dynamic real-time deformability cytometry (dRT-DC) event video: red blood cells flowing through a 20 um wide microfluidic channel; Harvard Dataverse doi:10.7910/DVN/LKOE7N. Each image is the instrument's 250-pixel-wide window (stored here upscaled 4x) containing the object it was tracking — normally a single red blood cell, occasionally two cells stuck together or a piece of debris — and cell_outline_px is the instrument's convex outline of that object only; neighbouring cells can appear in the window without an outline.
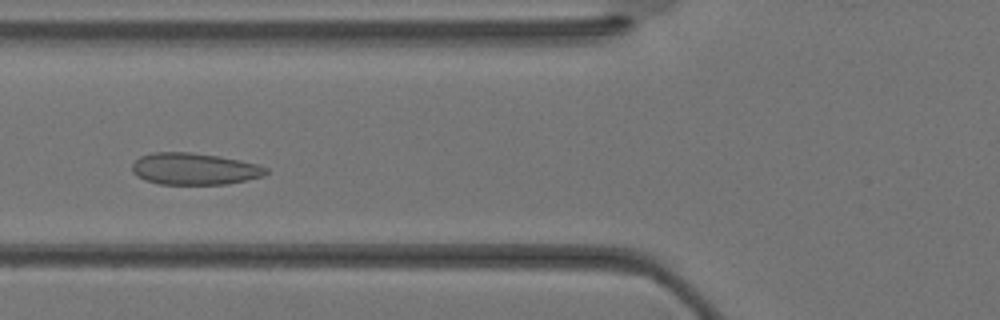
{"species": "Egyptian fruit bat (a non-hibernating species)", "species_latin": "Rousettus aegyptiacus", "temperature_condition": "warm", "stored_images_in_passage": 34, "camera_frame_rate_fps": 3000, "um_per_image_px": 0.085, "animal": {"sex": "female"}, "frame": {"image": 1, "passage_image": 12, "time_ms": 3.667, "image_size_px": [1000, 320], "cell_outline_px": [[268, 172], [264, 176], [228, 184], [160, 184], [144, 180], [136, 176], [132, 172], [132, 164], [140, 156], [152, 152], [192, 152], [216, 156], [256, 164], [268, 168]], "centroid_in_image_um": [16.48, 14.36], "position_along_channel_um": 109.3, "area_um2": 24.74}}
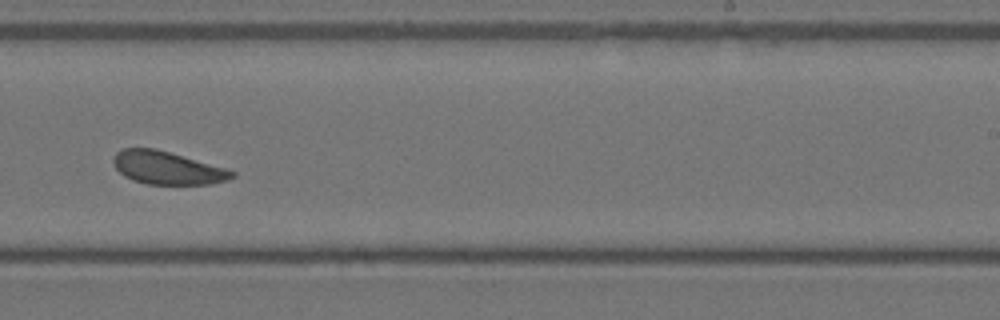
{"frame": {"image": 2, "passage_image": 21, "time_ms": 6.667, "image_size_px": [1000, 320], "cell_outline_px": [[236, 176], [228, 180], [212, 184], [148, 184], [132, 180], [124, 176], [116, 168], [112, 160], [112, 156], [120, 148], [156, 148], [224, 168], [236, 172]], "centroid_in_image_um": [14.18, 14.27], "position_along_channel_um": 274.8, "area_um2": 22.77}}
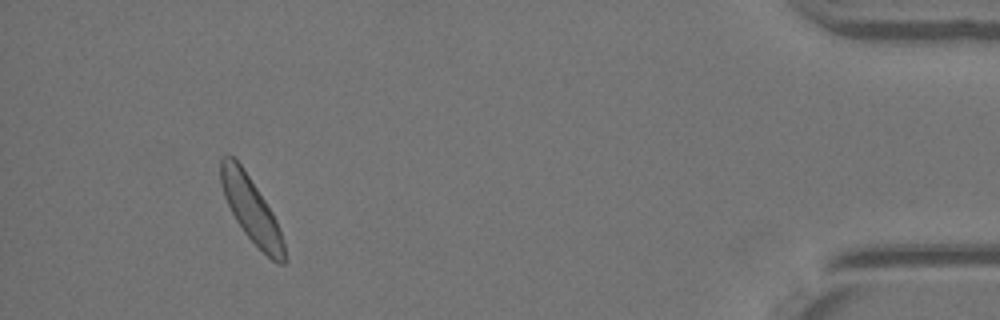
{"frame": {"image": 3, "passage_image": 32, "time_ms": 10.333, "image_size_px": [1000, 320], "cell_outline_px": [[288, 260], [284, 264], [280, 264], [272, 260], [244, 232], [236, 220], [224, 196], [220, 184], [220, 156], [228, 152], [244, 168], [272, 212], [276, 220], [284, 244]], "centroid_in_image_um": [21.33, 17.77], "position_along_channel_um": 413.9, "area_um2": 23.93}}